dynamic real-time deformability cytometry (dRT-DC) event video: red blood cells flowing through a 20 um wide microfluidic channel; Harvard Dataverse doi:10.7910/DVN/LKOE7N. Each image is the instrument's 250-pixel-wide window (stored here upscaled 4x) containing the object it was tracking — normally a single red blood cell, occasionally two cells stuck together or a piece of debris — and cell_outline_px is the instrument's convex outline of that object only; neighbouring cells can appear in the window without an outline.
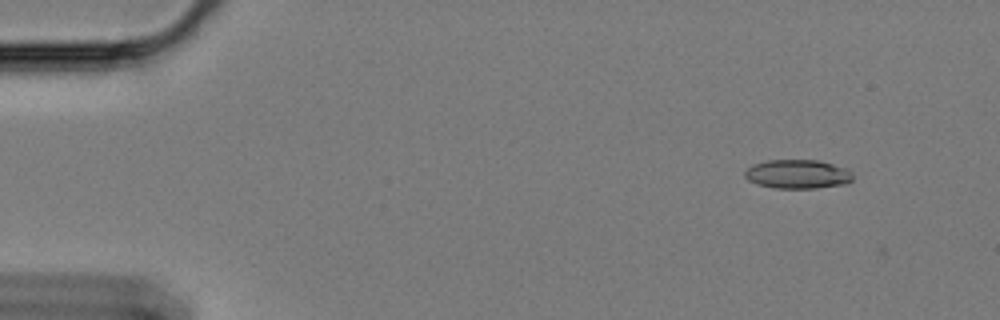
{"species": "Egyptian fruit bat (a non-hibernating species)", "species_latin": "Rousettus aegyptiacus", "temperature_condition": "cold", "stored_images_in_passage": 3, "camera_frame_rate_fps": 3000, "um_per_image_px": 0.085, "animal": {"sex": "female"}, "frame": {"image": 1, "passage_image": 1, "time_ms": 0.0, "image_size_px": [1000, 320], "cell_outline_px": [[852, 180], [848, 184], [816, 188], [776, 188], [756, 184], [748, 180], [744, 176], [744, 172], [752, 164], [768, 160], [816, 160], [848, 168], [852, 172]], "centroid_in_image_um": [67.81, 14.8], "position_along_channel_um": 17.2, "area_um2": 18.38}}